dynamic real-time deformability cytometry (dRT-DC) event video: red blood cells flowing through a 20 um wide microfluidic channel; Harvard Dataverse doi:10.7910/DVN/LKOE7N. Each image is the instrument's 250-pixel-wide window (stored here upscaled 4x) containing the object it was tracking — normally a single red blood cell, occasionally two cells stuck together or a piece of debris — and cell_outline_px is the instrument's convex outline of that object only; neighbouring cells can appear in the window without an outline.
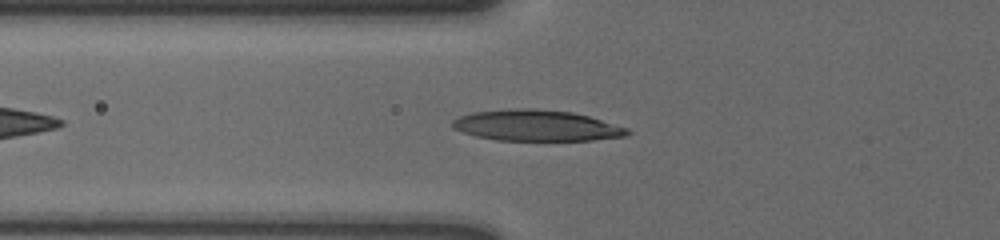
{"species": "human", "species_latin": "Homo sapiens", "temperature_condition": "cold", "stored_images_in_passage": 41, "camera_frame_rate_fps": 3000, "um_per_image_px": 0.085, "donor": {"sex": "male"}, "frame": {"image": 1, "passage_image": 6, "time_ms": 1.667, "image_size_px": [1000, 240], "cell_outline_px": [[632, 132], [624, 136], [592, 140], [496, 140], [476, 136], [452, 128], [452, 120], [460, 116], [472, 112], [508, 108], [536, 108], [572, 112], [588, 116], [628, 128]], "centroid_in_image_um": [45.57, 10.66], "position_along_channel_um": 80.2, "area_um2": 31.62}}
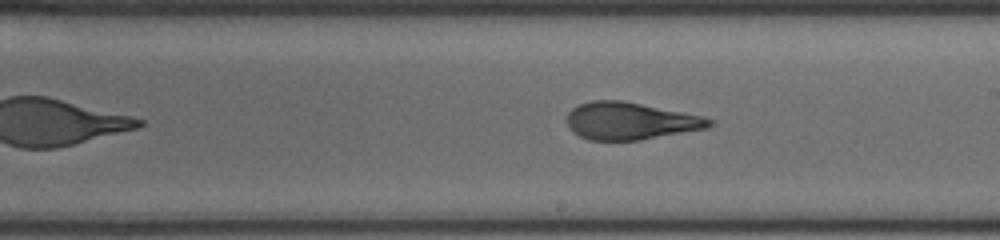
{"frame": {"image": 2, "passage_image": 19, "time_ms": 6.0, "image_size_px": [1000, 240], "cell_outline_px": [[712, 124], [708, 128], [640, 140], [588, 140], [572, 132], [568, 128], [568, 112], [572, 108], [580, 104], [592, 100], [624, 100], [704, 116], [712, 120]], "centroid_in_image_um": [53.57, 10.28], "position_along_channel_um": 235.4, "area_um2": 31.04}}
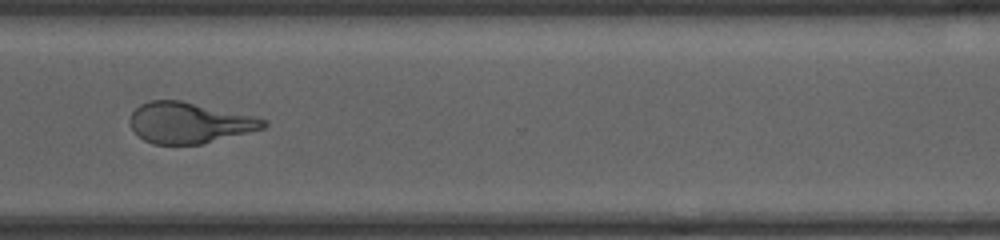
{"frame": {"image": 3, "passage_image": 29, "time_ms": 9.333, "image_size_px": [1000, 240], "cell_outline_px": [[268, 124], [264, 128], [200, 144], [152, 144], [144, 140], [132, 128], [128, 120], [132, 112], [140, 104], [148, 100], [180, 100], [256, 116], [268, 120]], "centroid_in_image_um": [16.08, 10.42], "position_along_channel_um": 354.5, "area_um2": 31.73}, "authors_computed_cell_mechanics": {"area_um2": 31.7322, "velocity_mm_per_s": 3.5852, "shape_relaxation_time_tau1_ms": 5.9255, "shape_relaxation_time_tau2_ms": 1.3472, "deformation_change_tau1": 0.2013, "deformation_change_tau2": 0.0935}}